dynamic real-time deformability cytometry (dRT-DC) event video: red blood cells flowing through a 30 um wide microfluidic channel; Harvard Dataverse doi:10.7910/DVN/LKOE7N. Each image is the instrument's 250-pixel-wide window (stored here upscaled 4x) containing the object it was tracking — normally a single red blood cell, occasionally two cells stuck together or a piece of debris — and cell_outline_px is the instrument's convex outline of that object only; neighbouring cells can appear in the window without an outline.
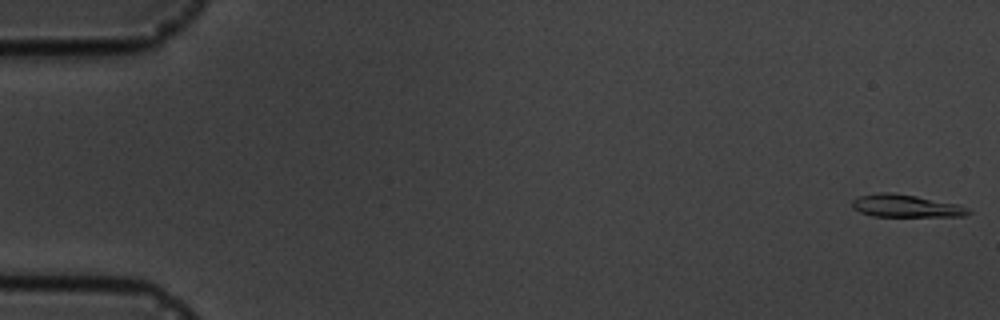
{"species": "common noctule bat (a hibernating species)", "species_latin": "Nyctalus noctula", "temperature_condition": "cold", "stored_images_in_passage": 5, "camera_frame_rate_fps": 3000, "um_per_image_px": 0.085, "animal": {"sex": "male", "body_mass_g": 19.5, "forearm_length_mm": 54.6}, "frame": {"image": 1, "passage_image": 1, "time_ms": 0.0, "image_size_px": [1000, 320], "cell_outline_px": [[972, 212], [964, 216], [872, 216], [860, 212], [852, 208], [852, 200], [860, 196], [880, 192], [892, 192], [916, 196], [956, 204], [968, 208]], "centroid_in_image_um": [76.96, 17.5], "position_along_channel_um": 8.0, "area_um2": 15.14}}
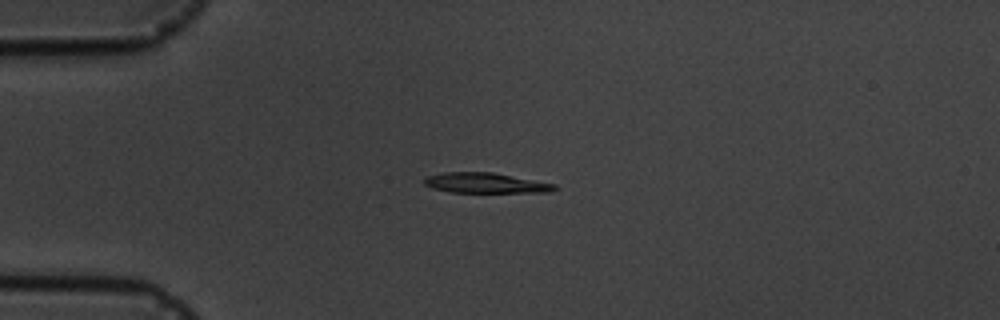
{"frame": {"image": 2, "passage_image": 4, "time_ms": 4.333, "image_size_px": [1000, 320], "cell_outline_px": [[560, 188], [548, 192], [452, 192], [432, 188], [424, 184], [424, 176], [444, 172], [492, 172], [556, 184]], "centroid_in_image_um": [41.26, 15.55], "position_along_channel_um": 43.7, "area_um2": 15.37}}